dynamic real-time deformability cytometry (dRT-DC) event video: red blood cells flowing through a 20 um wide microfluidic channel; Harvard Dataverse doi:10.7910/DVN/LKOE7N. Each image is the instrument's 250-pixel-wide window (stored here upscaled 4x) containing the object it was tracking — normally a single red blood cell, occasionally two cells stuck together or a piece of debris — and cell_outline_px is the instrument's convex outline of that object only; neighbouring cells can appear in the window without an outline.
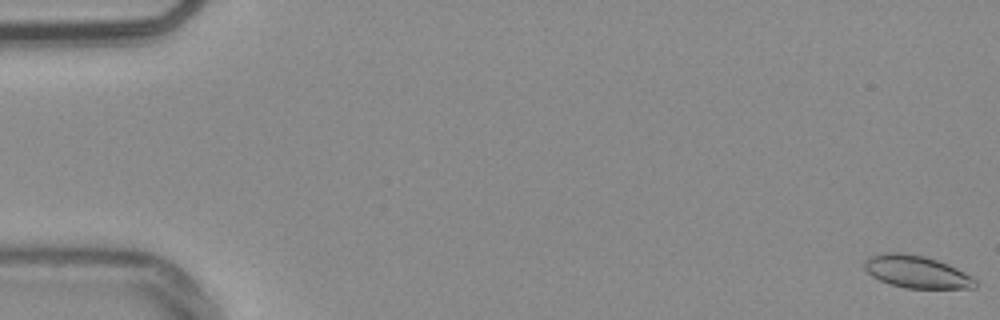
{"species": "common noctule bat (a hibernating species)", "species_latin": "Nyctalus noctula", "temperature_condition": "warm", "stored_images_in_passage": 54, "camera_frame_rate_fps": 3000, "um_per_image_px": 0.085, "animal": {"sex": "male", "body_mass_g": 20.4}, "frame": {"image": 1, "passage_image": 1, "time_ms": 0.0, "image_size_px": [1000, 320], "cell_outline_px": [[980, 284], [976, 288], [908, 288], [892, 284], [880, 280], [872, 276], [864, 268], [864, 260], [868, 256], [888, 252], [900, 252], [924, 256], [948, 264], [972, 276]], "centroid_in_image_um": [77.93, 23.1], "position_along_channel_um": 7.1, "area_um2": 20.92}}
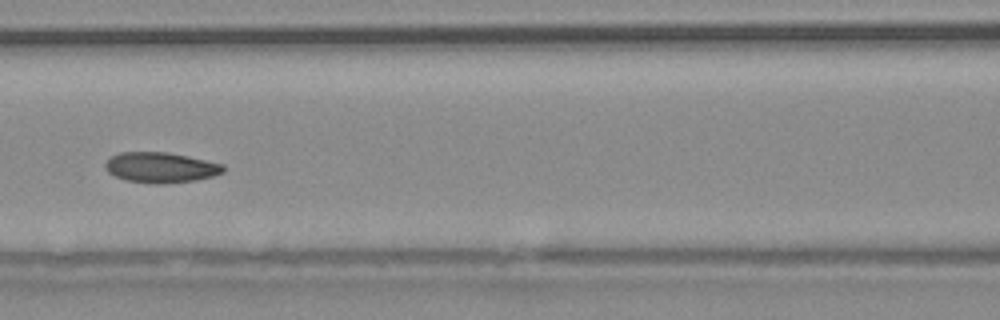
{"frame": {"image": 2, "passage_image": 25, "time_ms": 8.0, "image_size_px": [1000, 320], "cell_outline_px": [[224, 172], [212, 176], [196, 180], [156, 184], [124, 180], [108, 172], [104, 168], [104, 164], [112, 156], [120, 152], [168, 152], [188, 156], [224, 164]], "centroid_in_image_um": [13.65, 14.23], "position_along_channel_um": 152.9, "area_um2": 20.87}}
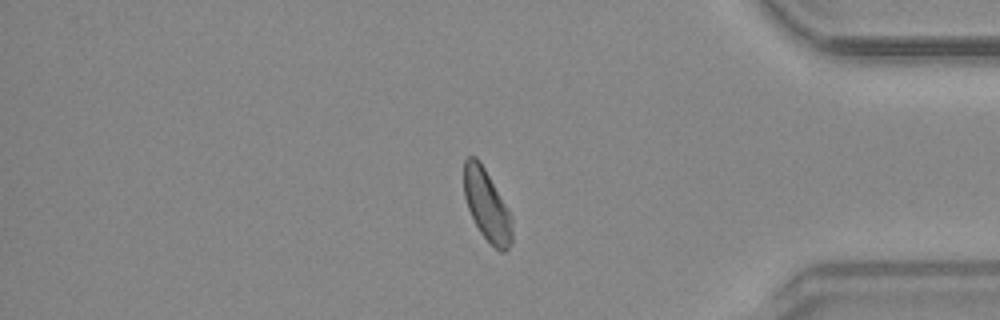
{"frame": {"image": 3, "passage_image": 46, "time_ms": 15.0, "image_size_px": [1000, 320], "cell_outline_px": [[512, 244], [504, 252], [500, 252], [480, 232], [468, 208], [464, 196], [464, 160], [468, 156], [476, 156], [480, 160], [508, 208], [512, 216]], "centroid_in_image_um": [41.39, 17.43], "position_along_channel_um": 393.8, "area_um2": 20.0}, "authors_computed_cell_mechanics": {"area_um2": 20.808, "velocity_mm_per_s": 3.7883, "shape_relaxation_time_tau1_ms": 6.7011, "shape_relaxation_time_tau2_ms": 2.1783, "deformation_change_tau1": 0.1101, "deformation_change_tau2": 0.0748}}